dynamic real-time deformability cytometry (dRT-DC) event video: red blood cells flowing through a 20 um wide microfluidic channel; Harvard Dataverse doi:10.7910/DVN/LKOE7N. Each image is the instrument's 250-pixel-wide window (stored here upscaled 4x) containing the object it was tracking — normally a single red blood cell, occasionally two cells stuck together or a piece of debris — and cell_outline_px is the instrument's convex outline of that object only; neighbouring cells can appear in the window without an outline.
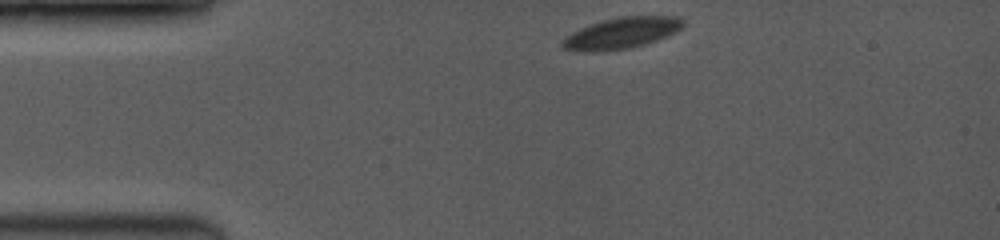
{"species": "common noctule bat (a hibernating species)", "species_latin": "Nyctalus noctula", "temperature_condition": "room temperature", "stored_images_in_passage": 14, "camera_frame_rate_fps": 3500, "um_per_image_px": 0.085, "animal": {"sex": "female", "body_mass_g": 19.0, "forearm_length_mm": 53.3}, "frame": {"image": 1, "passage_image": 1, "time_ms": 0.0, "image_size_px": [1000, 240], "cell_outline_px": [[684, 24], [680, 28], [656, 40], [632, 48], [596, 52], [592, 52], [564, 48], [564, 40], [568, 36], [592, 24], [604, 20], [620, 16], [668, 16], [680, 20]], "centroid_in_image_um": [52.85, 2.82], "position_along_channel_um": 32.2, "area_um2": 20.87}}
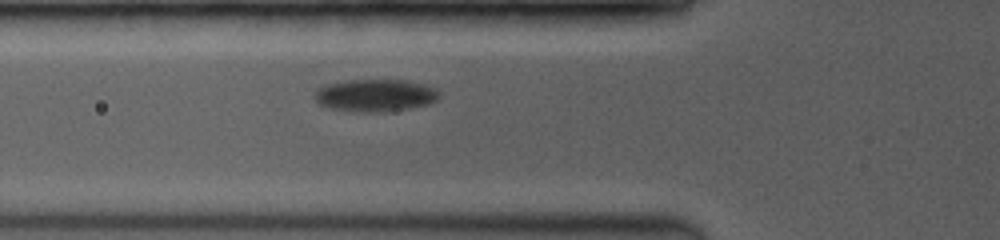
{"frame": {"image": 2, "passage_image": 9, "time_ms": 2.857, "image_size_px": [1000, 240], "cell_outline_px": [[440, 96], [432, 104], [412, 108], [384, 112], [352, 112], [328, 108], [320, 104], [312, 96], [316, 88], [328, 84], [348, 80], [404, 80], [424, 84], [432, 88]], "centroid_in_image_um": [31.85, 8.12], "position_along_channel_um": 93.9, "area_um2": 23.76}}
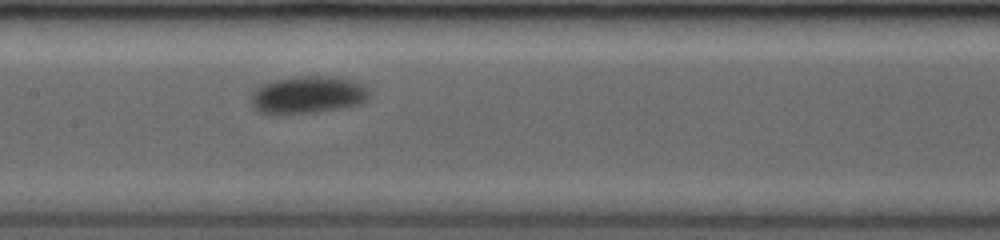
{"frame": {"image": 3, "passage_image": 14, "time_ms": 5.143, "image_size_px": [1000, 240], "cell_outline_px": [[372, 92], [368, 100], [360, 104], [340, 108], [316, 112], [256, 112], [252, 104], [252, 92], [256, 88], [264, 84], [276, 80], [300, 76], [324, 76], [352, 80], [364, 84], [372, 88]], "centroid_in_image_um": [26.27, 8.04], "position_along_channel_um": 181.1, "area_um2": 25.49}}